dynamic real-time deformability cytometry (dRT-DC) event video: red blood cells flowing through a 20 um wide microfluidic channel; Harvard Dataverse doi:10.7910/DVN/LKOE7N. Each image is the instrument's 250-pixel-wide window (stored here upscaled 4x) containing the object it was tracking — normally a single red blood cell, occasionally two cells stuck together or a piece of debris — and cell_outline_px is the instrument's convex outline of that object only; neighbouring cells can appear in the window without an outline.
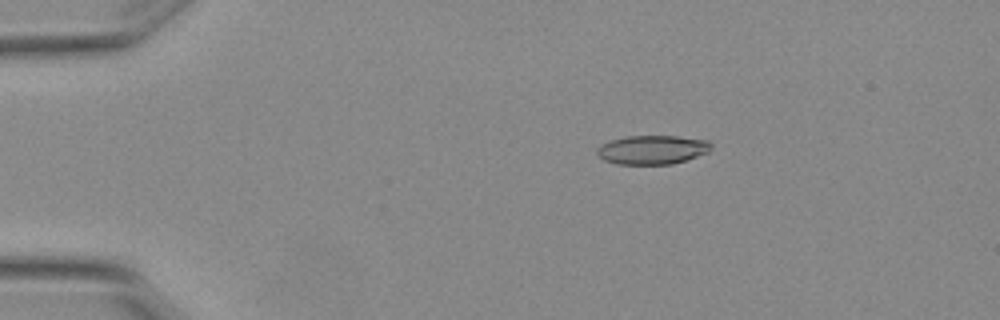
{"species": "Egyptian fruit bat (a non-hibernating species)", "species_latin": "Rousettus aegyptiacus", "temperature_condition": "warm", "stored_images_in_passage": 5, "camera_frame_rate_fps": 3000, "um_per_image_px": 0.085, "animal": {"sex": "female"}, "frame": {"image": 1, "passage_image": 3, "time_ms": 0.667, "image_size_px": [1000, 320], "cell_outline_px": [[712, 148], [708, 152], [672, 164], [616, 164], [604, 160], [596, 156], [596, 148], [612, 140], [624, 136], [676, 136], [708, 140], [712, 144]], "centroid_in_image_um": [55.43, 12.73], "position_along_channel_um": 29.6, "area_um2": 19.25}}